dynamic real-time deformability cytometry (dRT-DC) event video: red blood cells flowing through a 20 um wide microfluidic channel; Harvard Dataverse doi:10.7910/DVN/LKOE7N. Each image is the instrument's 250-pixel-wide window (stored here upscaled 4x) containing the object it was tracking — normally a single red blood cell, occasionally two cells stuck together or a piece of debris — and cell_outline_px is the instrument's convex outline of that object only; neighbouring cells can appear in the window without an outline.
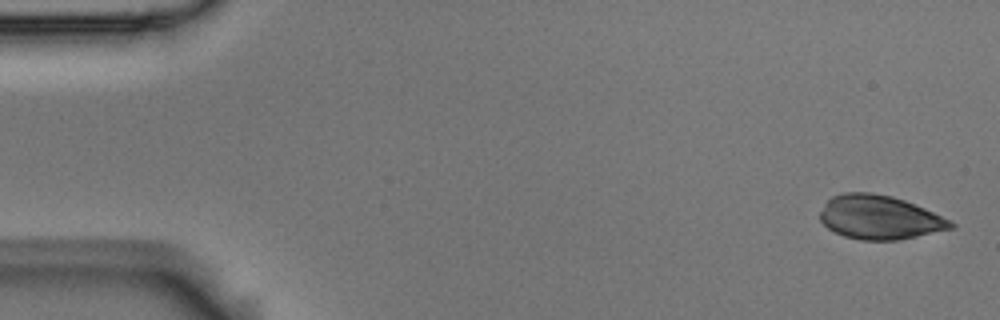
{"species": "Egyptian fruit bat (a non-hibernating species)", "species_latin": "Rousettus aegyptiacus", "temperature_condition": "room temperature", "stored_images_in_passage": 5, "camera_frame_rate_fps": 3000, "um_per_image_px": 0.085, "animal": {"sex": "male"}, "frame": {"image": 1, "passage_image": 1, "time_ms": 0.0, "image_size_px": [1000, 320], "cell_outline_px": [[956, 228], [896, 240], [860, 240], [844, 236], [828, 228], [820, 220], [820, 212], [824, 204], [832, 196], [844, 192], [872, 192], [892, 196], [904, 200], [924, 208], [956, 224]], "centroid_in_image_um": [74.74, 18.47], "position_along_channel_um": 10.3, "area_um2": 33.29}}
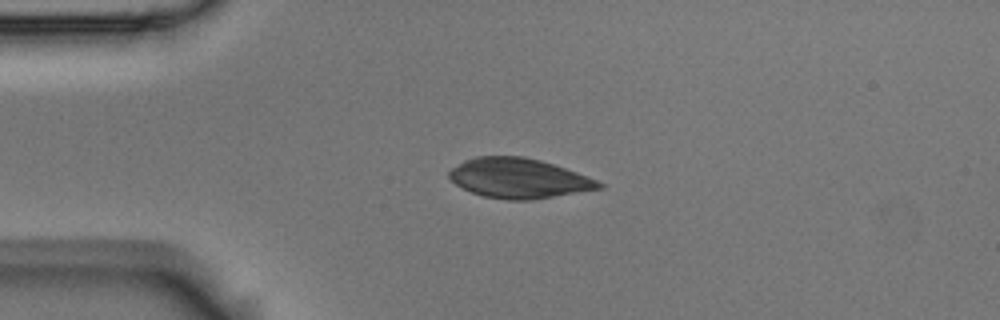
{"frame": {"image": 2, "passage_image": 4, "time_ms": 1.0, "image_size_px": [1000, 320], "cell_outline_px": [[604, 188], [532, 200], [508, 200], [484, 196], [472, 192], [456, 184], [448, 176], [448, 172], [452, 168], [464, 160], [476, 156], [524, 156], [540, 160], [576, 172], [596, 180], [604, 184]], "centroid_in_image_um": [44.09, 15.15], "position_along_channel_um": 40.9, "area_um2": 34.56}}